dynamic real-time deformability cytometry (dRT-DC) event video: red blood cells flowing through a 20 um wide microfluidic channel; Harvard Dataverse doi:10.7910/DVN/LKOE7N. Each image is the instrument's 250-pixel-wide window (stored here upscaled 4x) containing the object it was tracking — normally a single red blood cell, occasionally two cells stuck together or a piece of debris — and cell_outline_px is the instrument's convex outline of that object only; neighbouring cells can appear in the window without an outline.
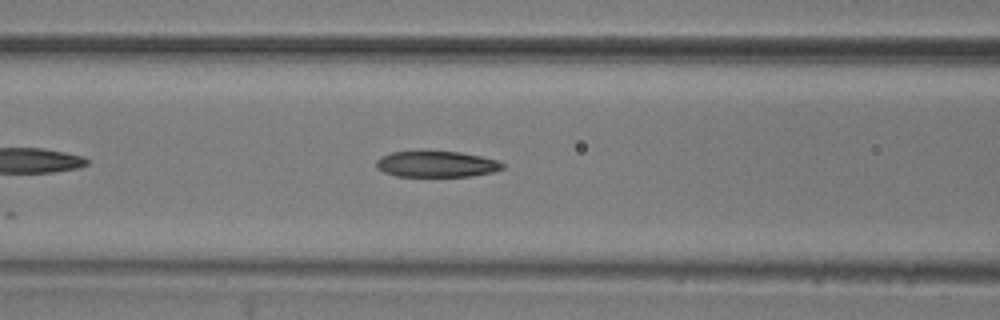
{"species": "common noctule bat (a hibernating species)", "species_latin": "Nyctalus noctula", "temperature_condition": "room temperature", "stored_images_in_passage": 5, "camera_frame_rate_fps": 3000, "um_per_image_px": 0.085, "animal": {"sex": "male", "body_mass_g": 20.5, "forearm_length_mm": 52.5}, "frame": {"image": 1, "passage_image": 5, "time_ms": 1.333, "image_size_px": [1000, 320], "cell_outline_px": [[504, 168], [492, 172], [472, 176], [396, 176], [384, 172], [376, 168], [376, 160], [380, 156], [392, 152], [420, 148], [424, 148], [460, 152], [480, 156], [496, 160], [504, 164]], "centroid_in_image_um": [37.03, 13.9], "position_along_channel_um": 129.6, "area_um2": 20.0}}